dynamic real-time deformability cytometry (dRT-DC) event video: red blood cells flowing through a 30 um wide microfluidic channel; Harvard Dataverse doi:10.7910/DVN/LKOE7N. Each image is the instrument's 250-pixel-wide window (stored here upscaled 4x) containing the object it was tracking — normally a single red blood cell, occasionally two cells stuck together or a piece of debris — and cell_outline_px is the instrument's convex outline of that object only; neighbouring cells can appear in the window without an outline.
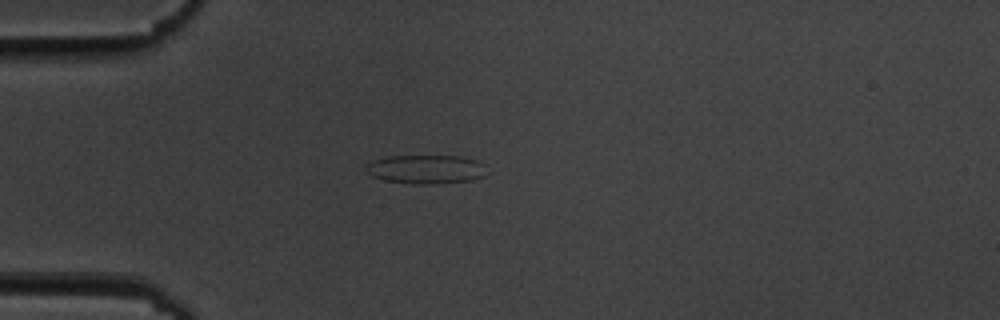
{"species": "common noctule bat (a hibernating species)", "species_latin": "Nyctalus noctula", "temperature_condition": "cold", "stored_images_in_passage": 41, "camera_frame_rate_fps": 3000, "um_per_image_px": 0.085, "animal": {"sex": "male", "body_mass_g": 19.5, "forearm_length_mm": 54.6}, "frame": {"image": 1, "passage_image": 1, "time_ms": 0.0, "image_size_px": [1000, 320], "cell_outline_px": [[484, 176], [472, 180], [436, 184], [412, 184], [384, 180], [372, 176], [364, 168], [364, 164], [372, 160], [388, 156], [460, 156], [476, 160], [484, 164]], "centroid_in_image_um": [36.16, 14.39], "position_along_channel_um": 48.8, "area_um2": 20.46}}
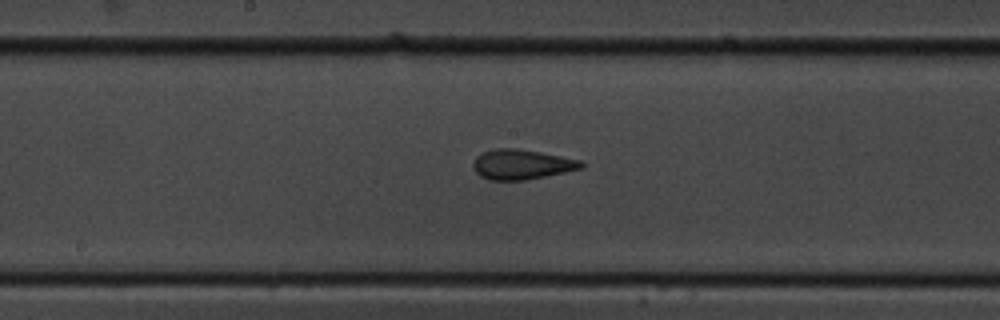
{"frame": {"image": 2, "passage_image": 15, "time_ms": 4.667, "image_size_px": [1000, 320], "cell_outline_px": [[584, 168], [524, 180], [488, 180], [480, 176], [472, 168], [472, 164], [476, 156], [484, 152], [496, 148], [516, 148], [540, 152], [580, 160], [584, 164]], "centroid_in_image_um": [44.31, 13.98], "position_along_channel_um": 203.9, "area_um2": 18.79}}
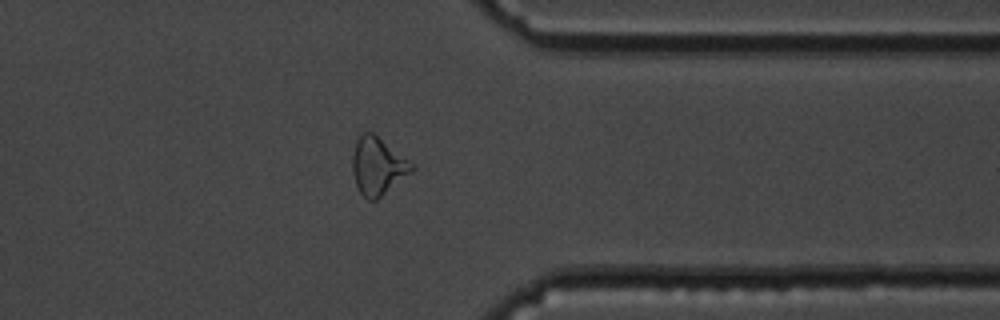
{"frame": {"image": 3, "passage_image": 30, "time_ms": 9.667, "image_size_px": [1000, 320], "cell_outline_px": [[416, 168], [412, 172], [376, 200], [368, 200], [360, 192], [356, 184], [352, 172], [352, 156], [356, 140], [364, 132], [372, 132], [416, 164]], "centroid_in_image_um": [32.13, 14.11], "position_along_channel_um": 379.3, "area_um2": 19.94}, "authors_computed_cell_mechanics": {"area_um2": 18.785, "velocity_mm_per_s": 3.6297, "shape_relaxation_time_tau1_ms": null, "shape_relaxation_time_tau2_ms": 1.625, "deformation_change_tau1": null, "deformation_change_tau2": 0.0744}}